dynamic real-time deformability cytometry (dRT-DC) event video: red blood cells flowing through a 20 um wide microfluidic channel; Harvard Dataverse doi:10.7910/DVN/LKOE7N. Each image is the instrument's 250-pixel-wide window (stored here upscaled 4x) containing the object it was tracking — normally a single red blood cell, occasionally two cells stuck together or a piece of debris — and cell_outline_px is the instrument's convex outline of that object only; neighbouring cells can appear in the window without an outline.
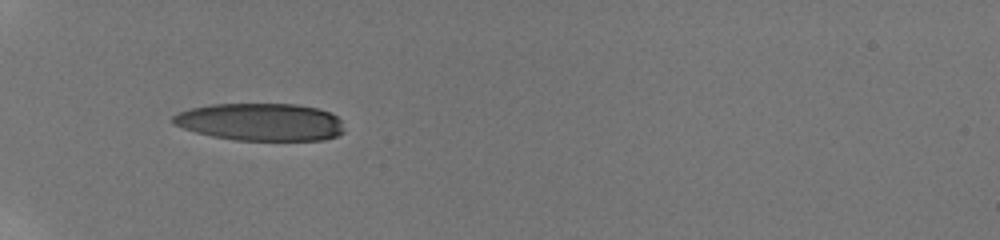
{"species": "human", "species_latin": "Homo sapiens", "temperature_condition": "room temperature", "stored_images_in_passage": 13, "camera_frame_rate_fps": 3000, "um_per_image_px": 0.085, "donor": {"sex": "male"}, "frame": {"image": 1, "passage_image": 11, "time_ms": 7.333, "image_size_px": [1000, 240], "cell_outline_px": [[344, 132], [336, 136], [324, 140], [236, 140], [212, 136], [196, 132], [172, 124], [172, 116], [176, 112], [192, 108], [212, 104], [296, 104], [316, 108], [328, 112], [336, 116], [340, 120]], "centroid_in_image_um": [22.12, 10.37], "position_along_channel_um": 62.9, "area_um2": 37.4}}
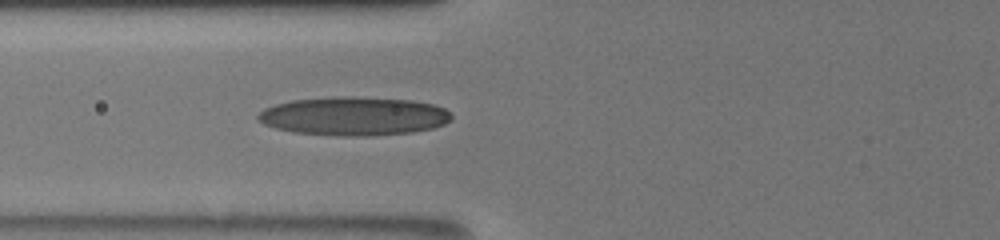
{"frame": {"image": 2, "passage_image": 13, "time_ms": 8.667, "image_size_px": [1000, 240], "cell_outline_px": [[452, 120], [444, 124], [432, 128], [412, 132], [368, 136], [340, 136], [292, 132], [276, 128], [264, 124], [256, 116], [264, 108], [276, 104], [292, 100], [412, 100], [436, 104], [444, 108], [452, 116]], "centroid_in_image_um": [30.11, 9.93], "position_along_channel_um": 95.7, "area_um2": 41.79}}